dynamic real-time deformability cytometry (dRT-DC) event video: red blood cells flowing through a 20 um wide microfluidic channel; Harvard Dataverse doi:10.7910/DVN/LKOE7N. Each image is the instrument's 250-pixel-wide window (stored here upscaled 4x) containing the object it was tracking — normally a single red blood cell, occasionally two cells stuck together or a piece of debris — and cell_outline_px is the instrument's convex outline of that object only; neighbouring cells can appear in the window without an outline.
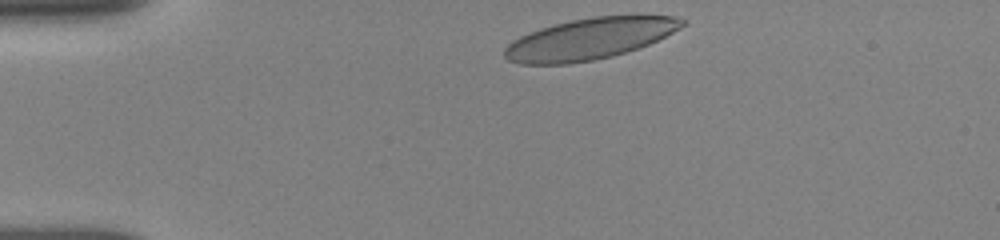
{"species": "human", "species_latin": "Homo sapiens", "temperature_condition": "room temperature", "stored_images_in_passage": 22, "camera_frame_rate_fps": 3000, "um_per_image_px": 0.085, "donor": {"sex": "female"}, "frame": {"image": 1, "passage_image": 1, "time_ms": 0.0, "image_size_px": [1000, 240], "cell_outline_px": [[688, 20], [684, 24], [672, 32], [648, 44], [612, 56], [592, 60], [568, 64], [520, 64], [508, 60], [504, 56], [504, 48], [512, 40], [520, 36], [540, 28], [572, 20], [592, 16], [672, 16]], "centroid_in_image_um": [50.05, 3.3], "position_along_channel_um": 34.9, "area_um2": 42.19}}
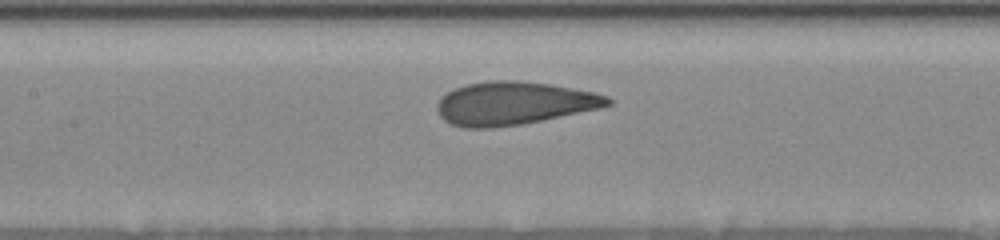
{"frame": {"image": 2, "passage_image": 13, "time_ms": 4.667, "image_size_px": [1000, 240], "cell_outline_px": [[612, 104], [600, 108], [520, 124], [492, 128], [464, 128], [452, 124], [444, 120], [440, 116], [436, 108], [436, 104], [448, 92], [464, 84], [492, 80], [520, 80], [548, 84], [596, 92], [608, 96], [612, 100]], "centroid_in_image_um": [43.67, 8.77], "position_along_channel_um": 163.7, "area_um2": 42.71}}
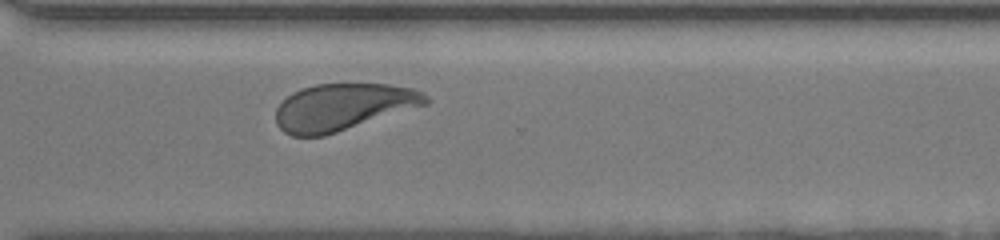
{"frame": {"image": 3, "passage_image": 22, "time_ms": 9.333, "image_size_px": [1000, 240], "cell_outline_px": [[432, 100], [428, 104], [324, 136], [292, 136], [284, 132], [276, 124], [276, 108], [292, 92], [300, 88], [316, 84], [388, 84], [412, 88], [424, 92]], "centroid_in_image_um": [29.17, 9.09], "position_along_channel_um": 341.4, "area_um2": 41.04}}